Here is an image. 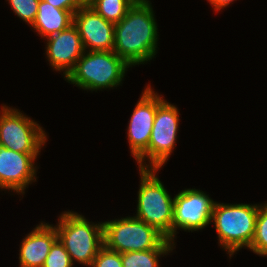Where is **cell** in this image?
<instances>
[{
	"instance_id": "6da1fadb",
	"label": "cell",
	"mask_w": 267,
	"mask_h": 267,
	"mask_svg": "<svg viewBox=\"0 0 267 267\" xmlns=\"http://www.w3.org/2000/svg\"><path fill=\"white\" fill-rule=\"evenodd\" d=\"M150 1L135 2L115 24L113 51L129 66L150 61L157 51V23Z\"/></svg>"
},
{
	"instance_id": "7a4b0ae2",
	"label": "cell",
	"mask_w": 267,
	"mask_h": 267,
	"mask_svg": "<svg viewBox=\"0 0 267 267\" xmlns=\"http://www.w3.org/2000/svg\"><path fill=\"white\" fill-rule=\"evenodd\" d=\"M259 206L214 203L211 222L215 223L220 245L228 251L230 257L244 246L250 248Z\"/></svg>"
},
{
	"instance_id": "3957f363",
	"label": "cell",
	"mask_w": 267,
	"mask_h": 267,
	"mask_svg": "<svg viewBox=\"0 0 267 267\" xmlns=\"http://www.w3.org/2000/svg\"><path fill=\"white\" fill-rule=\"evenodd\" d=\"M129 67L113 50L85 51L65 79L86 90L113 88L122 83Z\"/></svg>"
},
{
	"instance_id": "277c9868",
	"label": "cell",
	"mask_w": 267,
	"mask_h": 267,
	"mask_svg": "<svg viewBox=\"0 0 267 267\" xmlns=\"http://www.w3.org/2000/svg\"><path fill=\"white\" fill-rule=\"evenodd\" d=\"M57 239L73 260L90 266L104 245L103 222L91 224L84 216L71 211L60 215L56 225Z\"/></svg>"
},
{
	"instance_id": "5b68a950",
	"label": "cell",
	"mask_w": 267,
	"mask_h": 267,
	"mask_svg": "<svg viewBox=\"0 0 267 267\" xmlns=\"http://www.w3.org/2000/svg\"><path fill=\"white\" fill-rule=\"evenodd\" d=\"M104 245L120 254L149 249H172L174 242L154 227L134 217L103 222Z\"/></svg>"
},
{
	"instance_id": "8992f818",
	"label": "cell",
	"mask_w": 267,
	"mask_h": 267,
	"mask_svg": "<svg viewBox=\"0 0 267 267\" xmlns=\"http://www.w3.org/2000/svg\"><path fill=\"white\" fill-rule=\"evenodd\" d=\"M136 218L154 227L172 241L174 198L172 199L156 176L155 168H140Z\"/></svg>"
},
{
	"instance_id": "52a82bcc",
	"label": "cell",
	"mask_w": 267,
	"mask_h": 267,
	"mask_svg": "<svg viewBox=\"0 0 267 267\" xmlns=\"http://www.w3.org/2000/svg\"><path fill=\"white\" fill-rule=\"evenodd\" d=\"M178 125L177 107L164 100L157 107L148 148L136 159L139 169L159 170L167 162L175 147ZM146 158L149 159L148 165L143 162Z\"/></svg>"
},
{
	"instance_id": "ba28073f",
	"label": "cell",
	"mask_w": 267,
	"mask_h": 267,
	"mask_svg": "<svg viewBox=\"0 0 267 267\" xmlns=\"http://www.w3.org/2000/svg\"><path fill=\"white\" fill-rule=\"evenodd\" d=\"M0 113V146L19 153H39L47 139L42 127L18 109L4 105Z\"/></svg>"
},
{
	"instance_id": "9c48e42d",
	"label": "cell",
	"mask_w": 267,
	"mask_h": 267,
	"mask_svg": "<svg viewBox=\"0 0 267 267\" xmlns=\"http://www.w3.org/2000/svg\"><path fill=\"white\" fill-rule=\"evenodd\" d=\"M214 201L203 191L185 189L174 197L172 242L177 229L196 231L211 223Z\"/></svg>"
},
{
	"instance_id": "30bf717a",
	"label": "cell",
	"mask_w": 267,
	"mask_h": 267,
	"mask_svg": "<svg viewBox=\"0 0 267 267\" xmlns=\"http://www.w3.org/2000/svg\"><path fill=\"white\" fill-rule=\"evenodd\" d=\"M163 101V97L147 86L133 110L127 136L129 148L135 159L148 148L156 110Z\"/></svg>"
},
{
	"instance_id": "8fae6325",
	"label": "cell",
	"mask_w": 267,
	"mask_h": 267,
	"mask_svg": "<svg viewBox=\"0 0 267 267\" xmlns=\"http://www.w3.org/2000/svg\"><path fill=\"white\" fill-rule=\"evenodd\" d=\"M85 51H112L115 24L105 20L90 6H81L73 16Z\"/></svg>"
},
{
	"instance_id": "7c38bea8",
	"label": "cell",
	"mask_w": 267,
	"mask_h": 267,
	"mask_svg": "<svg viewBox=\"0 0 267 267\" xmlns=\"http://www.w3.org/2000/svg\"><path fill=\"white\" fill-rule=\"evenodd\" d=\"M38 154L19 153L0 146V188L24 194L28 184L36 181L34 161Z\"/></svg>"
},
{
	"instance_id": "4fadbf2b",
	"label": "cell",
	"mask_w": 267,
	"mask_h": 267,
	"mask_svg": "<svg viewBox=\"0 0 267 267\" xmlns=\"http://www.w3.org/2000/svg\"><path fill=\"white\" fill-rule=\"evenodd\" d=\"M47 41L46 57L53 69L64 71L65 78L85 52L79 32L72 24L68 29L47 37Z\"/></svg>"
},
{
	"instance_id": "5bb4252c",
	"label": "cell",
	"mask_w": 267,
	"mask_h": 267,
	"mask_svg": "<svg viewBox=\"0 0 267 267\" xmlns=\"http://www.w3.org/2000/svg\"><path fill=\"white\" fill-rule=\"evenodd\" d=\"M57 240L55 226L41 223L21 242L20 267H43L50 248Z\"/></svg>"
},
{
	"instance_id": "9a60e30c",
	"label": "cell",
	"mask_w": 267,
	"mask_h": 267,
	"mask_svg": "<svg viewBox=\"0 0 267 267\" xmlns=\"http://www.w3.org/2000/svg\"><path fill=\"white\" fill-rule=\"evenodd\" d=\"M74 13L59 9L40 0L35 21L31 25L41 37L47 38L68 29L73 24Z\"/></svg>"
},
{
	"instance_id": "2e32d148",
	"label": "cell",
	"mask_w": 267,
	"mask_h": 267,
	"mask_svg": "<svg viewBox=\"0 0 267 267\" xmlns=\"http://www.w3.org/2000/svg\"><path fill=\"white\" fill-rule=\"evenodd\" d=\"M134 3L133 0H94L89 6L105 20L116 24Z\"/></svg>"
},
{
	"instance_id": "e0dca14e",
	"label": "cell",
	"mask_w": 267,
	"mask_h": 267,
	"mask_svg": "<svg viewBox=\"0 0 267 267\" xmlns=\"http://www.w3.org/2000/svg\"><path fill=\"white\" fill-rule=\"evenodd\" d=\"M173 249H149L121 253L122 267H159L158 258Z\"/></svg>"
},
{
	"instance_id": "ac0fdd59",
	"label": "cell",
	"mask_w": 267,
	"mask_h": 267,
	"mask_svg": "<svg viewBox=\"0 0 267 267\" xmlns=\"http://www.w3.org/2000/svg\"><path fill=\"white\" fill-rule=\"evenodd\" d=\"M249 249L259 256H267V203L259 206L255 235Z\"/></svg>"
},
{
	"instance_id": "d6986e66",
	"label": "cell",
	"mask_w": 267,
	"mask_h": 267,
	"mask_svg": "<svg viewBox=\"0 0 267 267\" xmlns=\"http://www.w3.org/2000/svg\"><path fill=\"white\" fill-rule=\"evenodd\" d=\"M11 9L23 21L32 25L35 21L40 0H8Z\"/></svg>"
},
{
	"instance_id": "ffe728a7",
	"label": "cell",
	"mask_w": 267,
	"mask_h": 267,
	"mask_svg": "<svg viewBox=\"0 0 267 267\" xmlns=\"http://www.w3.org/2000/svg\"><path fill=\"white\" fill-rule=\"evenodd\" d=\"M43 267H73L70 255L58 239L51 246Z\"/></svg>"
},
{
	"instance_id": "44dd1931",
	"label": "cell",
	"mask_w": 267,
	"mask_h": 267,
	"mask_svg": "<svg viewBox=\"0 0 267 267\" xmlns=\"http://www.w3.org/2000/svg\"><path fill=\"white\" fill-rule=\"evenodd\" d=\"M91 267H122L121 254L103 245L94 258Z\"/></svg>"
},
{
	"instance_id": "7402d4cb",
	"label": "cell",
	"mask_w": 267,
	"mask_h": 267,
	"mask_svg": "<svg viewBox=\"0 0 267 267\" xmlns=\"http://www.w3.org/2000/svg\"><path fill=\"white\" fill-rule=\"evenodd\" d=\"M47 3H50L52 6L59 8V9H64V10H69L75 13L81 5L76 1V0H43Z\"/></svg>"
},
{
	"instance_id": "603a6c76",
	"label": "cell",
	"mask_w": 267,
	"mask_h": 267,
	"mask_svg": "<svg viewBox=\"0 0 267 267\" xmlns=\"http://www.w3.org/2000/svg\"><path fill=\"white\" fill-rule=\"evenodd\" d=\"M213 6L215 11H219L227 7L234 0H208Z\"/></svg>"
},
{
	"instance_id": "cb8c5ba5",
	"label": "cell",
	"mask_w": 267,
	"mask_h": 267,
	"mask_svg": "<svg viewBox=\"0 0 267 267\" xmlns=\"http://www.w3.org/2000/svg\"><path fill=\"white\" fill-rule=\"evenodd\" d=\"M81 6H89L94 0H76Z\"/></svg>"
},
{
	"instance_id": "d4e9b609",
	"label": "cell",
	"mask_w": 267,
	"mask_h": 267,
	"mask_svg": "<svg viewBox=\"0 0 267 267\" xmlns=\"http://www.w3.org/2000/svg\"><path fill=\"white\" fill-rule=\"evenodd\" d=\"M135 2H148L149 0H133Z\"/></svg>"
}]
</instances>
